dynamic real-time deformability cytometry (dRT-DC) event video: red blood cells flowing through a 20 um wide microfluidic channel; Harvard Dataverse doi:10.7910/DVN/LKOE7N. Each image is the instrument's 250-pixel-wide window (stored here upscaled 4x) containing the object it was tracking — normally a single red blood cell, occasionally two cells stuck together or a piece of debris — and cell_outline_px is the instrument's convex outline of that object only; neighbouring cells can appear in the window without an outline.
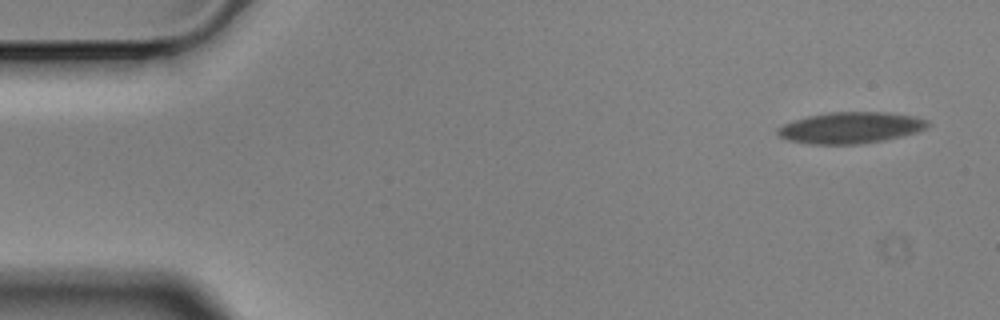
{"species": "Egyptian fruit bat (a non-hibernating species)", "species_latin": "Rousettus aegyptiacus", "temperature_condition": "cold", "stored_images_in_passage": 4, "camera_frame_rate_fps": 3000, "um_per_image_px": 0.085, "animal": {"sex": "male"}, "frame": {"image": 1, "passage_image": 1, "time_ms": 0.0, "image_size_px": [1000, 320], "cell_outline_px": [[932, 124], [916, 132], [884, 140], [860, 144], [808, 144], [788, 140], [780, 136], [776, 132], [776, 128], [784, 124], [808, 116], [828, 112], [884, 112], [916, 116], [928, 120]], "centroid_in_image_um": [72.31, 10.85], "position_along_channel_um": 12.7, "area_um2": 27.34}}